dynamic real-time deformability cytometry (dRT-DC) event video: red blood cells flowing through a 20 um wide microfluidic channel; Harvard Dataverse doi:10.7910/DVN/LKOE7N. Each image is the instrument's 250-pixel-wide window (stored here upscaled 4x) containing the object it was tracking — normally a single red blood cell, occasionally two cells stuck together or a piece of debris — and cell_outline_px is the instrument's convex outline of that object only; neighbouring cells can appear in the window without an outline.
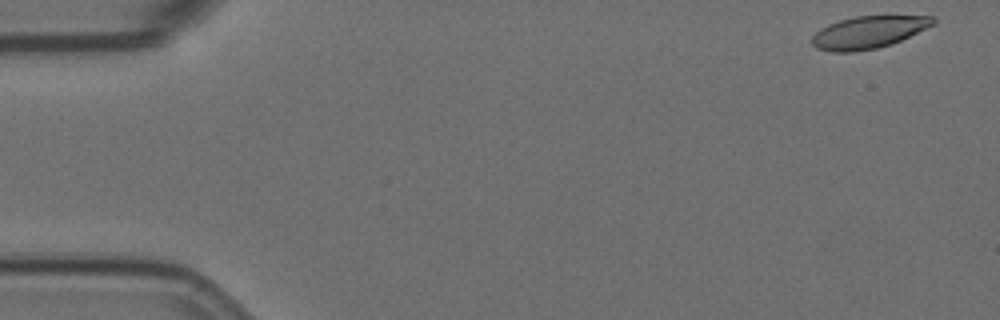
{"species": "Egyptian fruit bat (a non-hibernating species)", "species_latin": "Rousettus aegyptiacus", "temperature_condition": "room temperature", "stored_images_in_passage": 5, "camera_frame_rate_fps": 3000, "um_per_image_px": 0.085, "animal": {"sex": "female"}, "frame": {"image": 1, "passage_image": 1, "time_ms": 0.0, "image_size_px": [1000, 320], "cell_outline_px": [[936, 24], [892, 44], [876, 48], [852, 52], [832, 52], [816, 48], [812, 44], [812, 36], [820, 28], [828, 24], [840, 20], [856, 16], [936, 16]], "centroid_in_image_um": [73.83, 2.74], "position_along_channel_um": 11.2, "area_um2": 22.83}}
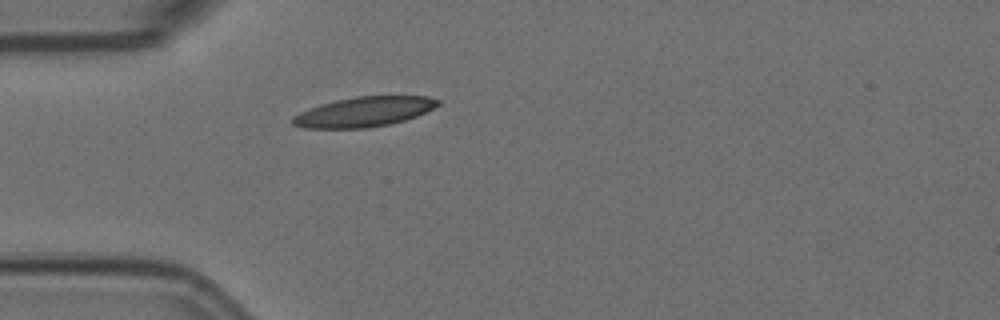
{"frame": {"image": 2, "passage_image": 5, "time_ms": 1.333, "image_size_px": [1000, 320], "cell_outline_px": [[440, 104], [416, 116], [404, 120], [388, 124], [368, 128], [304, 128], [292, 124], [292, 116], [308, 108], [320, 104], [336, 100], [356, 96], [428, 96], [440, 100]], "centroid_in_image_um": [30.91, 9.5], "position_along_channel_um": 54.1, "area_um2": 25.2}}